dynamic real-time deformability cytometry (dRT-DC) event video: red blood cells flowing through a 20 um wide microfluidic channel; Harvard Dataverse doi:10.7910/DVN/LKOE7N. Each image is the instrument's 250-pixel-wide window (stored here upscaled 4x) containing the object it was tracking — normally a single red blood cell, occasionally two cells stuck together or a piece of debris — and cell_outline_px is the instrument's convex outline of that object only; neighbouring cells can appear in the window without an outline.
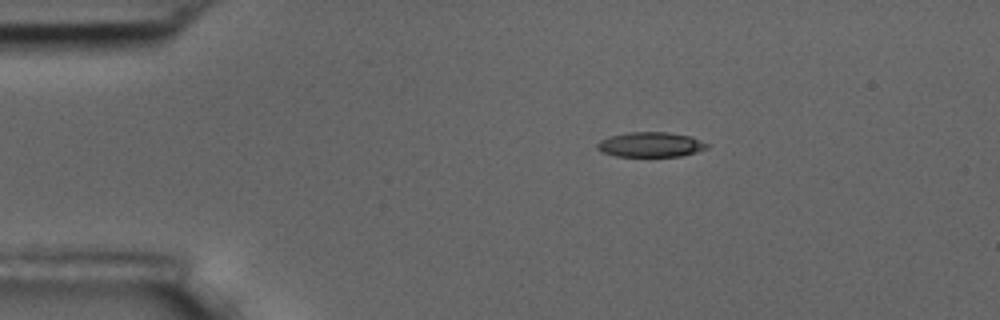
{"species": "common noctule bat (a hibernating species)", "species_latin": "Nyctalus noctula", "temperature_condition": "room temperature", "stored_images_in_passage": 3, "camera_frame_rate_fps": 3000, "um_per_image_px": 0.085, "animal": {"sex": "male", "body_mass_g": 17.5, "forearm_length_mm": 52.3}, "frame": {"image": 1, "passage_image": 2, "time_ms": 1.333, "image_size_px": [1000, 320], "cell_outline_px": [[708, 148], [696, 152], [680, 156], [616, 156], [600, 152], [596, 148], [596, 144], [600, 140], [608, 136], [628, 132], [668, 132], [692, 136], [708, 144]], "centroid_in_image_um": [55.27, 12.28], "position_along_channel_um": 29.7, "area_um2": 16.07}}